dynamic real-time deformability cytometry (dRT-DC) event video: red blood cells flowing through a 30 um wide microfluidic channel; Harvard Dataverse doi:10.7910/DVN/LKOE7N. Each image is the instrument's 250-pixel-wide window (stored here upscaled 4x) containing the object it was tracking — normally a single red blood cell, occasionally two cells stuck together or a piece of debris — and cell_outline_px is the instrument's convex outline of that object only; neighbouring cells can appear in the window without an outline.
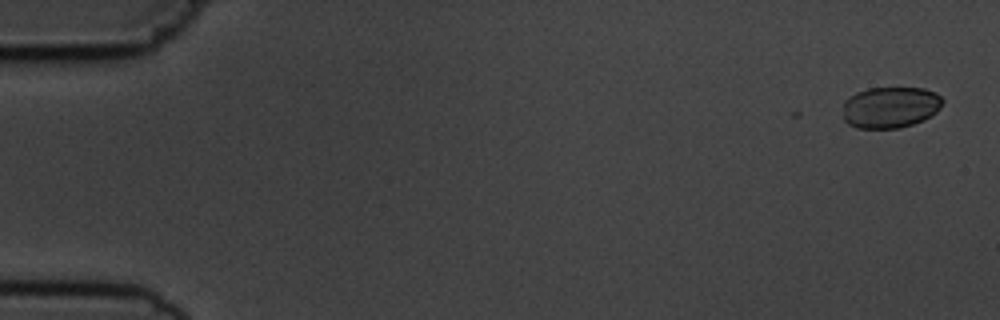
{"species": "common noctule bat (a hibernating species)", "species_latin": "Nyctalus noctula", "temperature_condition": "cold", "stored_images_in_passage": 3, "camera_frame_rate_fps": 3000, "um_per_image_px": 0.085, "animal": {"sex": "male", "body_mass_g": 19.5, "forearm_length_mm": 54.6}, "frame": {"image": 1, "passage_image": 1, "time_ms": 0.0, "image_size_px": [1000, 320], "cell_outline_px": [[944, 100], [940, 108], [936, 112], [924, 120], [900, 128], [856, 128], [848, 124], [844, 120], [844, 100], [856, 92], [868, 88], [924, 88], [936, 92]], "centroid_in_image_um": [75.68, 9.12], "position_along_channel_um": 9.3, "area_um2": 24.16}}